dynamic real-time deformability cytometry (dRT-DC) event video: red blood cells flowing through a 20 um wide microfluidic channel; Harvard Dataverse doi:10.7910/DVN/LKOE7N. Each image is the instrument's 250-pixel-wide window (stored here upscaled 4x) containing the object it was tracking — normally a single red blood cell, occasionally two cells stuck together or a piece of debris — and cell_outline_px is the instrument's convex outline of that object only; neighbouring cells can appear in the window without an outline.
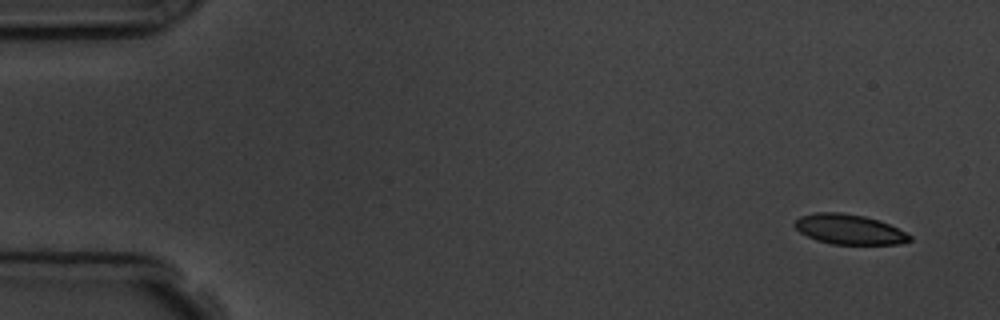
{"species": "common noctule bat (a hibernating species)", "species_latin": "Nyctalus noctula", "temperature_condition": "room temperature", "stored_images_in_passage": 4, "camera_frame_rate_fps": 3000, "um_per_image_px": 0.085, "animal": {"sex": "male", "body_mass_g": 19.5, "forearm_length_mm": 54.6}, "frame": {"image": 1, "passage_image": 1, "time_ms": 0.0, "image_size_px": [1000, 320], "cell_outline_px": [[912, 240], [896, 244], [832, 244], [816, 240], [800, 232], [792, 224], [800, 216], [816, 212], [840, 212], [864, 216], [880, 220], [912, 236]], "centroid_in_image_um": [72.15, 19.49], "position_along_channel_um": 12.8, "area_um2": 20.0}}
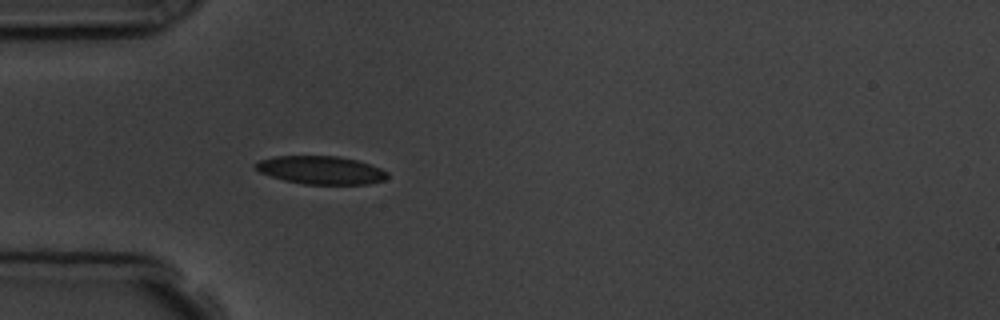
{"frame": {"image": 2, "passage_image": 4, "time_ms": 4.333, "image_size_px": [1000, 320], "cell_outline_px": [[388, 176], [384, 180], [368, 184], [304, 184], [284, 180], [260, 172], [252, 164], [260, 160], [276, 156], [336, 156], [356, 160], [380, 168], [388, 172]], "centroid_in_image_um": [27.27, 14.46], "position_along_channel_um": 57.7, "area_um2": 21.44}}